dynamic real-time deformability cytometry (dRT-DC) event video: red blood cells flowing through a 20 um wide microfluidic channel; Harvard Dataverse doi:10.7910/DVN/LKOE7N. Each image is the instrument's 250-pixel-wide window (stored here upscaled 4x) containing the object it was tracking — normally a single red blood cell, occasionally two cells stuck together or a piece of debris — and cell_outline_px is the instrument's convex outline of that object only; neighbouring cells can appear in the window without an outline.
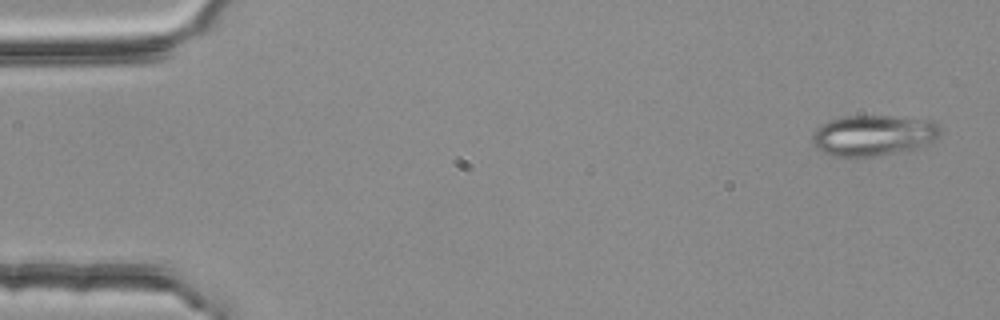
{"species": "common noctule bat (a hibernating species)", "species_latin": "Nyctalus noctula", "temperature_condition": "room temperature", "stored_images_in_passage": 3, "camera_frame_rate_fps": 3000, "um_per_image_px": 0.085, "animal": {"sex": "female", "body_mass_g": 25.1}, "frame": {"image": 1, "passage_image": 1, "time_ms": 0.0, "image_size_px": [1000, 320], "cell_outline_px": [[940, 136], [924, 148], [904, 152], [872, 156], [832, 156], [816, 148], [812, 144], [812, 132], [820, 124], [844, 116], [888, 116], [932, 120], [940, 128]], "centroid_in_image_um": [74.27, 11.52], "position_along_channel_um": 10.7, "area_um2": 30.81}}